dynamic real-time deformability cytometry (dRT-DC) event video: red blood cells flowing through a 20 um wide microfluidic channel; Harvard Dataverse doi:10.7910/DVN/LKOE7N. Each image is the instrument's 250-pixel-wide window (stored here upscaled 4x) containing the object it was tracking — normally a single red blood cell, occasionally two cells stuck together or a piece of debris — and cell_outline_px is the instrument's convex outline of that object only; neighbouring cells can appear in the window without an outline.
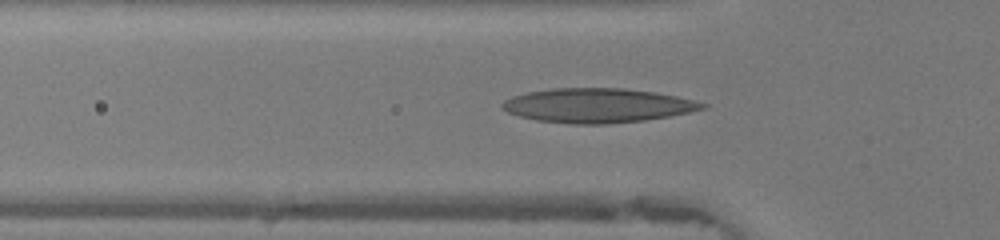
{"species": "human", "species_latin": "Homo sapiens", "temperature_condition": "warm", "stored_images_in_passage": 36, "camera_frame_rate_fps": 3000, "um_per_image_px": 0.085, "donor": {"sex": "female"}, "frame": {"image": 1, "passage_image": 6, "time_ms": 1.667, "image_size_px": [1000, 240], "cell_outline_px": [[708, 104], [704, 108], [688, 112], [668, 116], [644, 120], [608, 124], [572, 124], [536, 120], [520, 116], [508, 112], [500, 108], [500, 104], [504, 100], [512, 96], [528, 92], [552, 88], [624, 88], [656, 92], [676, 96]], "centroid_in_image_um": [50.74, 8.96], "position_along_channel_um": 75.1, "area_um2": 39.94}}
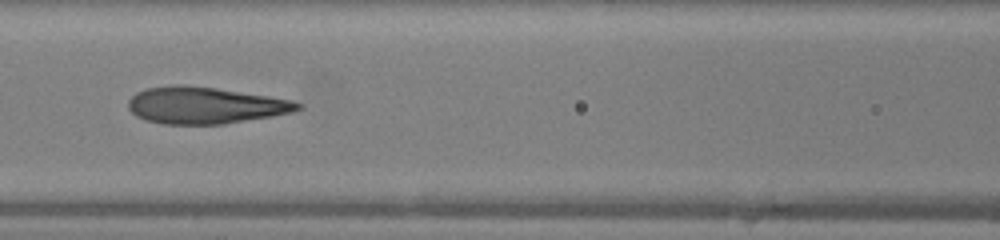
{"frame": {"image": 2, "passage_image": 11, "time_ms": 3.333, "image_size_px": [1000, 240], "cell_outline_px": [[300, 108], [288, 112], [272, 116], [224, 124], [164, 124], [144, 120], [136, 116], [128, 108], [128, 100], [136, 92], [144, 88], [172, 84], [180, 84], [216, 88], [268, 96], [292, 100], [300, 104]], "centroid_in_image_um": [17.34, 8.95], "position_along_channel_um": 149.3, "area_um2": 36.18}}
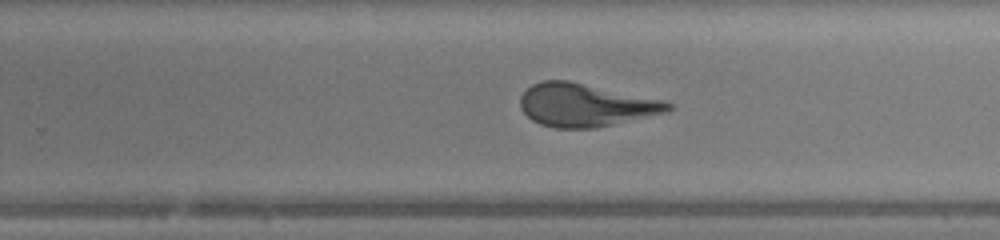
{"frame": {"image": 3, "passage_image": 20, "time_ms": 6.333, "image_size_px": [1000, 240], "cell_outline_px": [[672, 108], [668, 112], [596, 128], [556, 128], [540, 124], [532, 120], [520, 108], [520, 96], [532, 84], [544, 80], [568, 80], [664, 100], [672, 104]], "centroid_in_image_um": [49.77, 8.93], "position_along_channel_um": 280.0, "area_um2": 36.99}, "authors_computed_cell_mechanics": {"area_um2": 37.3099, "velocity_mm_per_s": 4.3769, "shape_relaxation_time_tau1_ms": 4.9879, "shape_relaxation_time_tau2_ms": 1.0756, "deformation_change_tau1": 0.2149, "deformation_change_tau2": 0.1007}}